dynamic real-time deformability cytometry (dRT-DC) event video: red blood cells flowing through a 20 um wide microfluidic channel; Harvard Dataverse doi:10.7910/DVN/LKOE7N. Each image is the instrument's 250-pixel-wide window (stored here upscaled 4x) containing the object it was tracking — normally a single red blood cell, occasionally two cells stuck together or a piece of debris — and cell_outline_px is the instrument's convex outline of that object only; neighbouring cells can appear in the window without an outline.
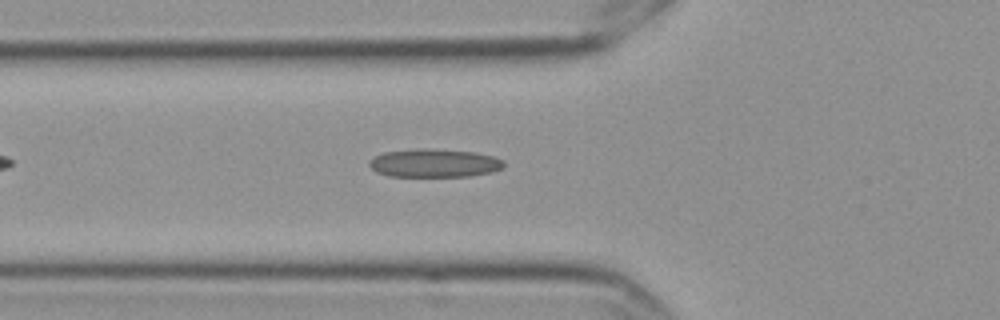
{"species": "Egyptian fruit bat (a non-hibernating species)", "species_latin": "Rousettus aegyptiacus", "temperature_condition": "cold", "stored_images_in_passage": 42, "camera_frame_rate_fps": 3000, "um_per_image_px": 0.085, "frame": {"image": 1, "passage_image": 8, "time_ms": 2.333, "image_size_px": [1000, 320], "cell_outline_px": [[504, 164], [500, 168], [488, 172], [468, 176], [388, 176], [376, 172], [368, 164], [368, 160], [384, 152], [416, 148], [428, 148], [476, 152], [492, 156], [504, 160]], "centroid_in_image_um": [36.86, 13.85], "position_along_channel_um": 88.9, "area_um2": 22.14}}
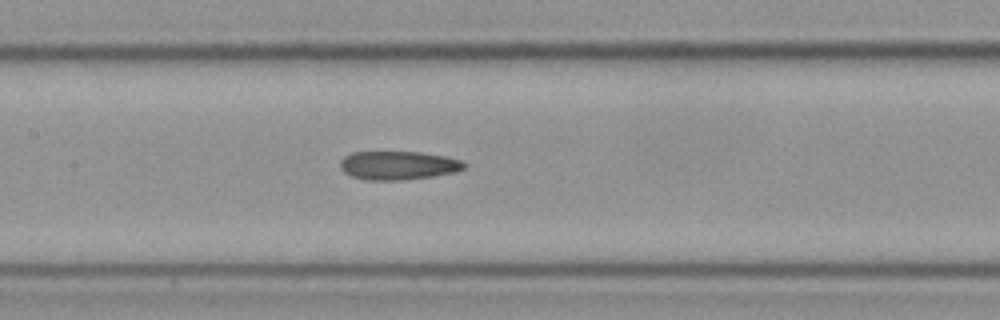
{"frame": {"image": 2, "passage_image": 15, "time_ms": 4.667, "image_size_px": [1000, 320], "cell_outline_px": [[468, 164], [464, 168], [456, 172], [432, 176], [400, 180], [364, 180], [352, 176], [344, 172], [340, 168], [340, 160], [344, 156], [352, 152], [420, 152], [444, 156], [460, 160]], "centroid_in_image_um": [33.83, 14.06], "position_along_channel_um": 173.6, "area_um2": 20.69}}
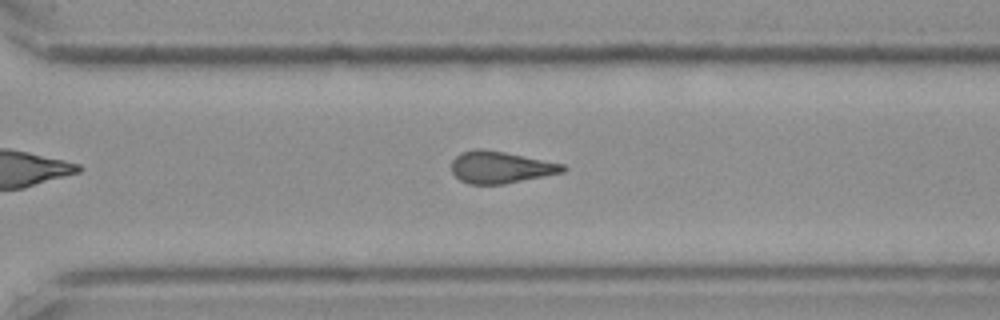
{"frame": {"image": 3, "passage_image": 28, "time_ms": 9.0, "image_size_px": [1000, 320], "cell_outline_px": [[568, 168], [564, 172], [504, 184], [468, 184], [460, 180], [452, 172], [452, 160], [460, 152], [472, 148], [480, 148], [504, 152], [564, 164]], "centroid_in_image_um": [42.52, 14.21], "position_along_channel_um": 328.1, "area_um2": 20.75}}